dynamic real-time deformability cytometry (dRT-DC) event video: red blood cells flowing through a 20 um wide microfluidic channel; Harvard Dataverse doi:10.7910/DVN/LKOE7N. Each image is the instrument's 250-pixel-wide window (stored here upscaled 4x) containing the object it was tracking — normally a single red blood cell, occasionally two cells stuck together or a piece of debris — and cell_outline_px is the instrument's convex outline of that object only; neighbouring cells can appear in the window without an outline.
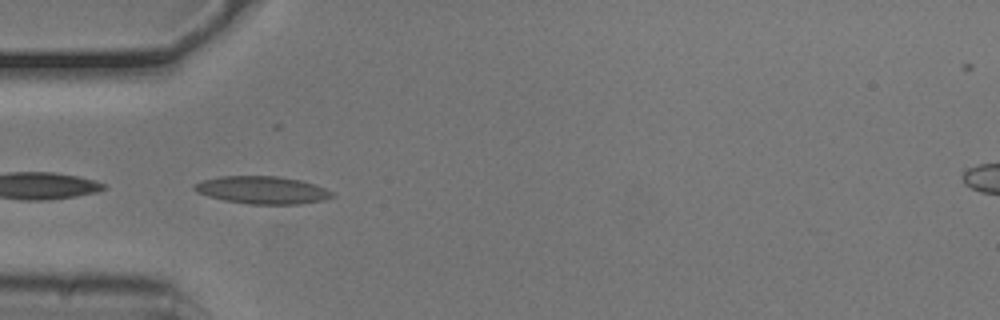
{"species": "common noctule bat (a hibernating species)", "species_latin": "Nyctalus noctula", "temperature_condition": "cold", "stored_images_in_passage": 6, "camera_frame_rate_fps": 3000, "um_per_image_px": 0.085, "animal": {"sex": "male", "body_mass_g": 20.5, "forearm_length_mm": 52.5}, "frame": {"image": 1, "passage_image": 3, "time_ms": 0.667, "image_size_px": [1000, 320], "cell_outline_px": [[336, 196], [324, 200], [300, 204], [248, 204], [224, 200], [208, 196], [196, 192], [192, 188], [192, 184], [204, 180], [220, 176], [276, 176], [300, 180], [316, 184], [332, 192]], "centroid_in_image_um": [22.29, 16.16], "position_along_channel_um": 62.7, "area_um2": 22.25}}